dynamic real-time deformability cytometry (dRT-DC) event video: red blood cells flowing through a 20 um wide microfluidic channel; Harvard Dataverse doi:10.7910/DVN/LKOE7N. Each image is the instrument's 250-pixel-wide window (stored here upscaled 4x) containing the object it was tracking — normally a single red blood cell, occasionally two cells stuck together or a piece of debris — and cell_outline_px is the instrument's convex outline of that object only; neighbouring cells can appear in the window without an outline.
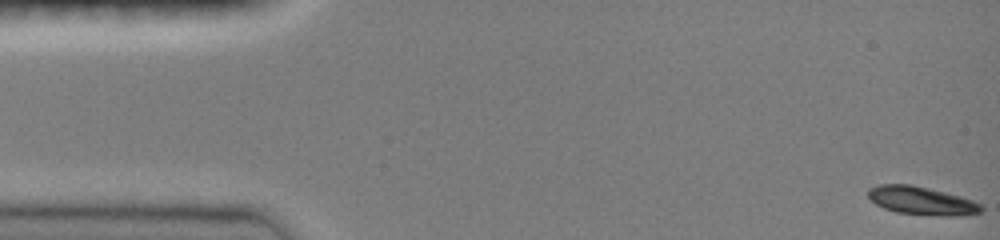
{"species": "common noctule bat (a hibernating species)", "species_latin": "Nyctalus noctula", "temperature_condition": "room temperature", "stored_images_in_passage": 14, "camera_frame_rate_fps": 3000, "um_per_image_px": 0.085, "animal": {"sex": "female", "body_mass_g": 19.0, "forearm_length_mm": 51.5}, "frame": {"image": 1, "passage_image": 1, "time_ms": 0.0, "image_size_px": [1000, 240], "cell_outline_px": [[984, 208], [980, 212], [968, 216], [940, 216], [896, 212], [884, 208], [876, 204], [868, 196], [868, 188], [880, 184], [912, 184], [944, 192], [972, 200], [980, 204]], "centroid_in_image_um": [78.35, 17.07], "position_along_channel_um": 6.7, "area_um2": 18.61}}
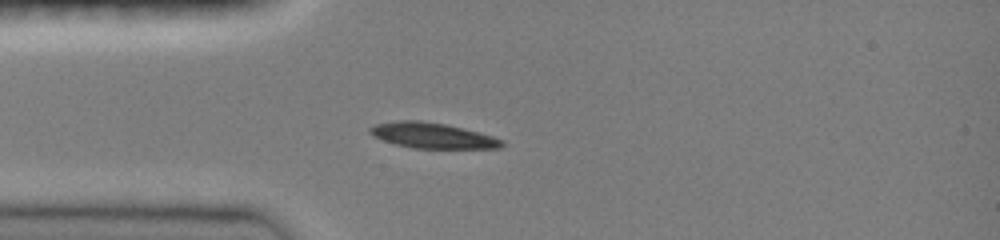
{"frame": {"image": 2, "passage_image": 10, "time_ms": 4.0, "image_size_px": [1000, 240], "cell_outline_px": [[504, 144], [500, 148], [412, 148], [396, 144], [372, 136], [368, 132], [368, 128], [376, 124], [396, 120], [420, 120], [444, 124], [480, 132], [504, 140]], "centroid_in_image_um": [36.74, 11.51], "position_along_channel_um": 48.3, "area_um2": 19.59}}
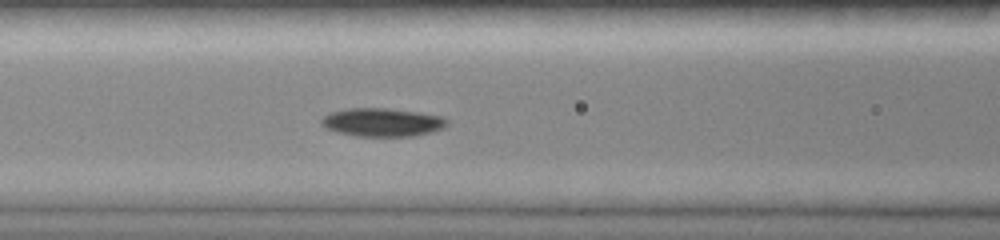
{"frame": {"image": 3, "passage_image": 14, "time_ms": 6.333, "image_size_px": [1000, 240], "cell_outline_px": [[448, 124], [444, 128], [432, 132], [416, 136], [356, 136], [340, 132], [328, 128], [320, 124], [320, 120], [328, 112], [344, 108], [388, 108], [420, 112], [440, 116], [448, 120]], "centroid_in_image_um": [32.5, 10.38], "position_along_channel_um": 134.1, "area_um2": 20.92}}